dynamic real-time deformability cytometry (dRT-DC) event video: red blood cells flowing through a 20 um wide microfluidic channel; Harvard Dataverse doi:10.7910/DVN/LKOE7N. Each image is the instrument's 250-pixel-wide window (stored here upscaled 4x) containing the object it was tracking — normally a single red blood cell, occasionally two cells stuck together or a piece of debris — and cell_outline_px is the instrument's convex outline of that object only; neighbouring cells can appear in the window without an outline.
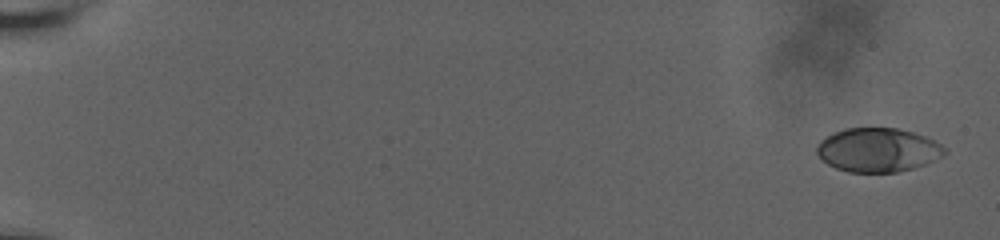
{"species": "human", "species_latin": "Homo sapiens", "temperature_condition": "room temperature", "stored_images_in_passage": 13, "camera_frame_rate_fps": 3000, "um_per_image_px": 0.085, "donor": {"sex": "male"}, "frame": {"image": 1, "passage_image": 1, "time_ms": 0.0, "image_size_px": [1000, 240], "cell_outline_px": [[948, 152], [924, 164], [912, 168], [896, 172], [848, 172], [836, 168], [828, 164], [816, 152], [816, 148], [820, 140], [844, 128], [896, 128], [912, 132], [924, 136], [940, 144]], "centroid_in_image_um": [74.59, 12.74], "position_along_channel_um": 10.4, "area_um2": 32.25}}
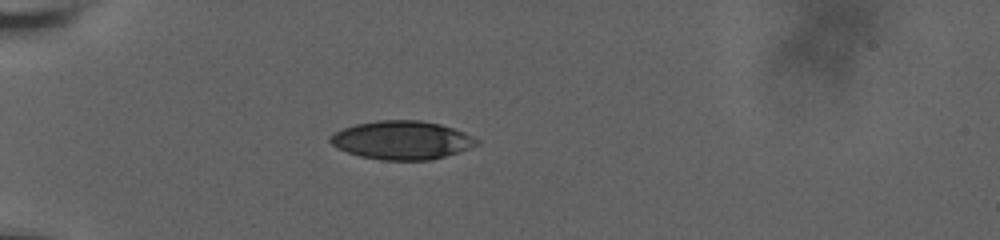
{"frame": {"image": 2, "passage_image": 10, "time_ms": 6.0, "image_size_px": [1000, 240], "cell_outline_px": [[480, 144], [444, 156], [428, 160], [380, 160], [360, 156], [336, 148], [328, 140], [328, 136], [344, 128], [356, 124], [376, 120], [420, 120], [440, 124], [464, 132], [480, 140]], "centroid_in_image_um": [34.14, 11.91], "position_along_channel_um": 50.9, "area_um2": 32.77}}
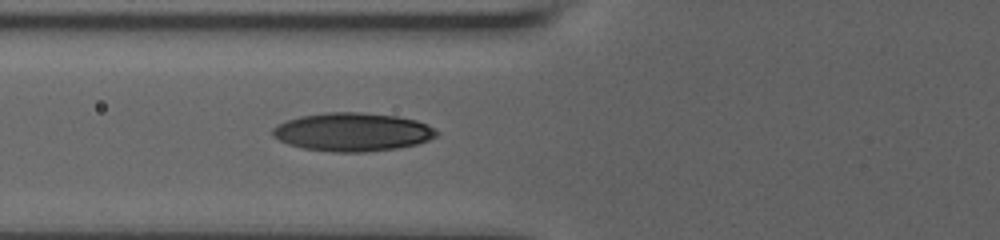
{"frame": {"image": 3, "passage_image": 13, "time_ms": 8.0, "image_size_px": [1000, 240], "cell_outline_px": [[440, 132], [436, 136], [428, 140], [416, 144], [396, 148], [364, 152], [332, 152], [304, 148], [288, 144], [272, 136], [272, 128], [276, 124], [300, 116], [324, 112], [360, 112], [396, 116], [416, 120], [428, 124]], "centroid_in_image_um": [29.95, 11.21], "position_along_channel_um": 95.8, "area_um2": 36.76}}